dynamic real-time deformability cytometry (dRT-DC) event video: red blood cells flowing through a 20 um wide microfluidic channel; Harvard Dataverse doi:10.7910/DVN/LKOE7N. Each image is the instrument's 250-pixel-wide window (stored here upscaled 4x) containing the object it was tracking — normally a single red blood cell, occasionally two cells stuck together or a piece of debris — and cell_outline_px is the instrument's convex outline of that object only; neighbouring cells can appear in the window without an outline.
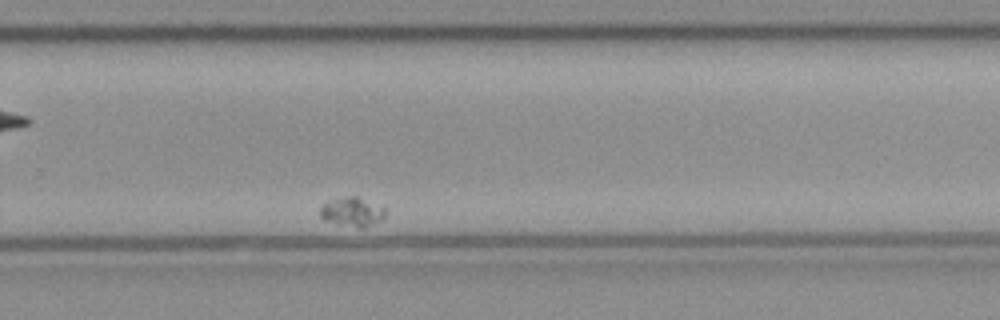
{"species": "common noctule bat (a hibernating species)", "species_latin": "Nyctalus noctula", "temperature_condition": "cold", "stored_images_in_passage": 10, "segment_of_instrument_passage": [2, 3], "camera_frame_rate_fps": 3000, "um_per_image_px": 0.085, "animal": {"sex": "female", "body_mass_g": 21.9}, "frame": {"image": 1, "passage_image": 9, "time_ms": 2.667, "image_size_px": [1000, 320], "cell_outline_px": [[384, 216], [380, 220], [364, 228], [360, 228], [340, 224], [324, 220], [320, 216], [320, 208], [324, 204], [332, 200], [348, 196], [356, 196], [384, 208]], "centroid_in_image_um": [29.91, 18.02], "position_along_channel_um": 299.9, "area_um2": 10.69}}